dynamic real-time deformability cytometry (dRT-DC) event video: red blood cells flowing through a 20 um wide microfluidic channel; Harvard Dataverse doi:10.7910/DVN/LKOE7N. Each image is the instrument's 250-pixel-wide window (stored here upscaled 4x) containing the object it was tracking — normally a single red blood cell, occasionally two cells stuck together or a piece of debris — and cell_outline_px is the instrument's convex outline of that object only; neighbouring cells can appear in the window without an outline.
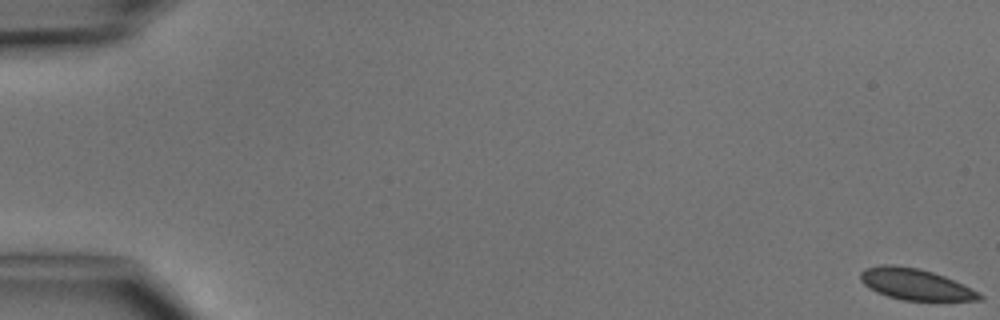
{"species": "common noctule bat (a hibernating species)", "species_latin": "Nyctalus noctula", "temperature_condition": "cold", "stored_images_in_passage": 5, "camera_frame_rate_fps": 3000, "um_per_image_px": 0.085, "animal": {"sex": "male", "body_mass_g": 15.6}, "frame": {"image": 1, "passage_image": 1, "time_ms": 0.0, "image_size_px": [1000, 320], "cell_outline_px": [[984, 296], [980, 300], [904, 300], [888, 296], [876, 292], [868, 288], [860, 280], [860, 272], [864, 268], [884, 264], [892, 264], [916, 268], [932, 272], [944, 276], [980, 292]], "centroid_in_image_um": [77.77, 24.16], "position_along_channel_um": 7.2, "area_um2": 21.5}}
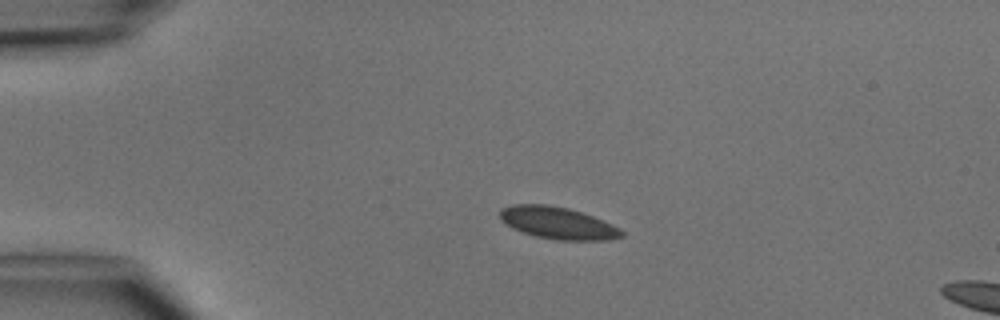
{"frame": {"image": 2, "passage_image": 4, "time_ms": 3.667, "image_size_px": [1000, 320], "cell_outline_px": [[624, 236], [608, 240], [556, 240], [536, 236], [512, 228], [500, 220], [500, 208], [512, 204], [548, 204], [568, 208], [604, 220], [620, 228], [624, 232]], "centroid_in_image_um": [47.41, 18.95], "position_along_channel_um": 37.6, "area_um2": 22.83}}